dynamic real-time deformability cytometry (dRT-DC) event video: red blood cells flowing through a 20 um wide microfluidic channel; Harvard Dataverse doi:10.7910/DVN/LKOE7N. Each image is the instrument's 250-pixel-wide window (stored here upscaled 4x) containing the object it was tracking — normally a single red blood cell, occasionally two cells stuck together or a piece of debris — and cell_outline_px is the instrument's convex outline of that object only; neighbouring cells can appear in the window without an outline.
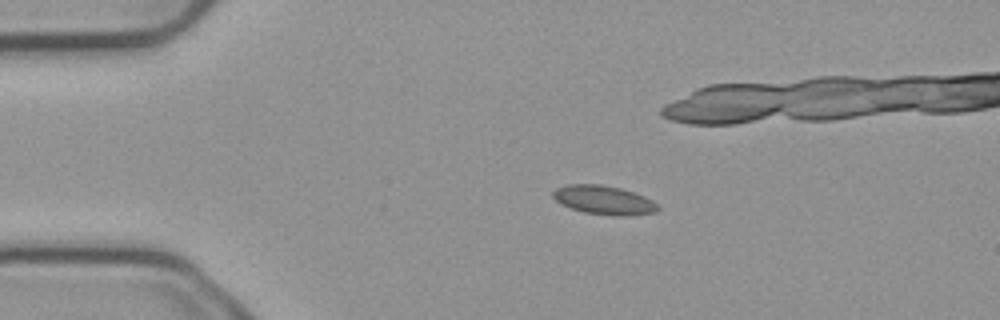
{"species": "common noctule bat (a hibernating species)", "species_latin": "Nyctalus noctula", "temperature_condition": "cold", "stored_images_in_passage": 15, "camera_frame_rate_fps": 3000, "um_per_image_px": 0.085, "animal": {"sex": "male", "body_mass_g": 23.1, "forearm_length_mm": 52.7}, "frame": {"image": 1, "passage_image": 3, "time_ms": 0.667, "image_size_px": [1000, 320], "cell_outline_px": [[660, 208], [656, 212], [624, 216], [612, 216], [584, 212], [572, 208], [556, 200], [552, 196], [552, 192], [556, 188], [568, 184], [600, 184], [620, 188], [644, 196], [652, 200]], "centroid_in_image_um": [51.33, 17.0], "position_along_channel_um": 33.7, "area_um2": 17.51}}